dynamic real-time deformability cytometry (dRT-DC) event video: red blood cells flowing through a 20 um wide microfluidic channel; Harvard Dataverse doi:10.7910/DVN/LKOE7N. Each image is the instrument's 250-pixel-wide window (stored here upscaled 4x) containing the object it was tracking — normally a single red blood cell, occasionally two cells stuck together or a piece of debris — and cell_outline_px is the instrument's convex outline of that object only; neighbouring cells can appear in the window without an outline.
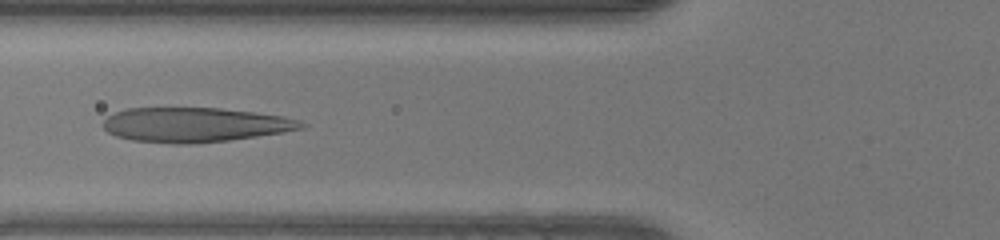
{"species": "human", "species_latin": "Homo sapiens", "temperature_condition": "warm", "stored_images_in_passage": 33, "camera_frame_rate_fps": 3000, "um_per_image_px": 0.085, "donor": {"sex": "female"}, "frame": {"image": 1, "passage_image": 7, "time_ms": 2.0, "image_size_px": [1000, 240], "cell_outline_px": [[308, 124], [304, 128], [284, 132], [228, 140], [192, 144], [172, 144], [132, 140], [116, 136], [108, 132], [104, 128], [104, 120], [108, 116], [116, 112], [128, 108], [220, 108], [284, 116]], "centroid_in_image_um": [16.56, 10.61], "position_along_channel_um": 109.2, "area_um2": 39.77}}
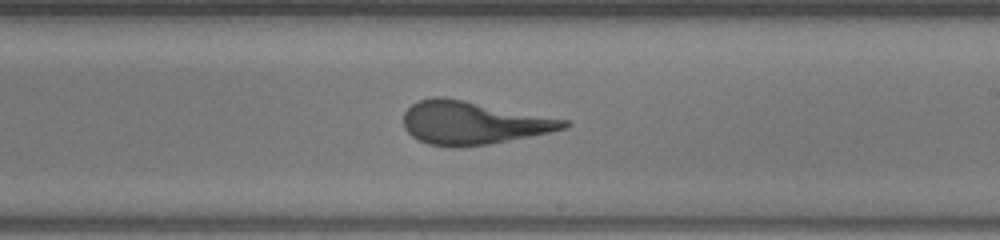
{"frame": {"image": 2, "passage_image": 17, "time_ms": 5.333, "image_size_px": [1000, 240], "cell_outline_px": [[572, 124], [568, 128], [492, 144], [460, 148], [452, 148], [428, 144], [412, 136], [404, 128], [404, 112], [412, 104], [420, 100], [432, 96], [444, 96], [568, 120]], "centroid_in_image_um": [40.2, 10.45], "position_along_channel_um": 248.8, "area_um2": 40.52}}
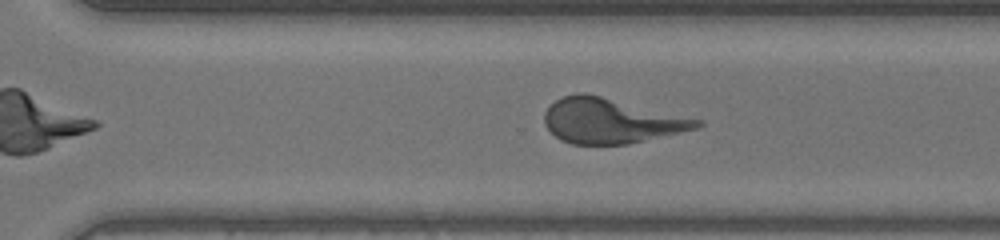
{"frame": {"image": 3, "passage_image": 22, "time_ms": 7.0, "image_size_px": [1000, 240], "cell_outline_px": [[704, 124], [700, 128], [628, 144], [572, 144], [560, 140], [544, 124], [544, 112], [556, 100], [564, 96], [580, 92], [584, 92], [700, 120]], "centroid_in_image_um": [51.91, 10.28], "position_along_channel_um": 318.7, "area_um2": 39.48}}